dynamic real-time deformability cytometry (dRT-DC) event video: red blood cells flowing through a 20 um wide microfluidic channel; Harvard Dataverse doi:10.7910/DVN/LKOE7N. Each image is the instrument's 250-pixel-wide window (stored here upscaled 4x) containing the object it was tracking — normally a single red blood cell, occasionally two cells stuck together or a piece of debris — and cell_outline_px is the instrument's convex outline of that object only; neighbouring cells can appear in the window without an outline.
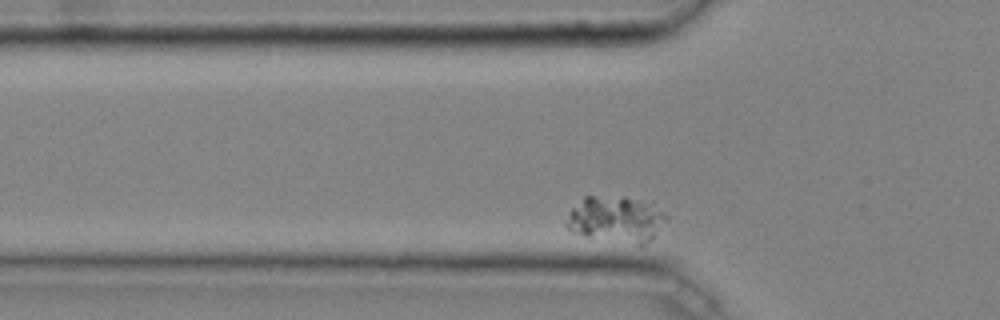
{"species": "common noctule bat (a hibernating species)", "species_latin": "Nyctalus noctula", "temperature_condition": "cold", "stored_images_in_passage": 44, "camera_frame_rate_fps": 3000, "um_per_image_px": 0.085, "animal": {"sex": "male", "body_mass_g": 20.4}, "frame": {"image": 1, "passage_image": 9, "time_ms": 2.667, "image_size_px": [1000, 320], "cell_outline_px": [[668, 220], [656, 236], [652, 240], [640, 248], [588, 236], [572, 232], [564, 224], [572, 208], [584, 196], [624, 196], [652, 200], [668, 216]], "centroid_in_image_um": [52.47, 18.65], "position_along_channel_um": 73.3, "area_um2": 28.21}}
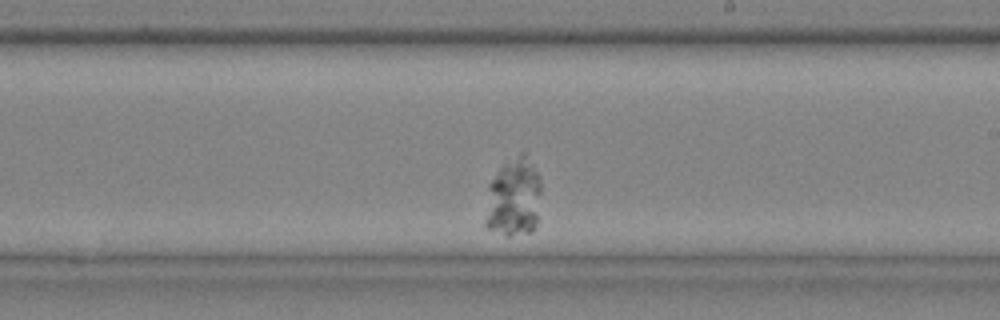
{"frame": {"image": 2, "passage_image": 24, "time_ms": 7.667, "image_size_px": [1000, 320], "cell_outline_px": [[540, 192], [536, 224], [532, 232], [508, 236], [488, 228], [484, 224], [484, 220], [488, 184], [496, 172], [504, 164], [520, 152], [528, 152], [540, 176]], "centroid_in_image_um": [43.66, 16.76], "position_along_channel_um": 245.3, "area_um2": 26.13}}
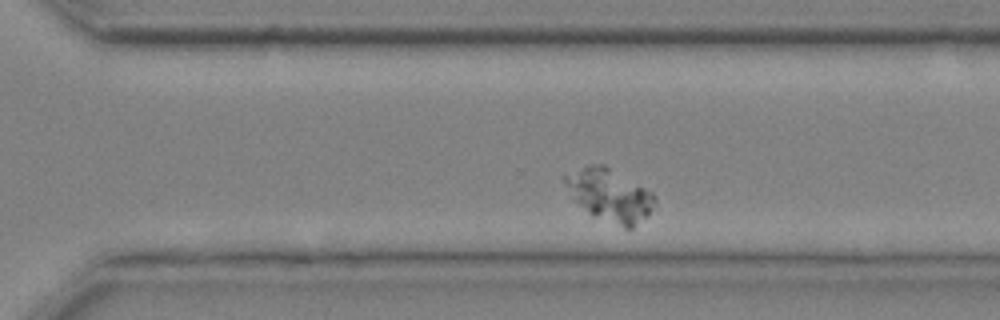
{"frame": {"image": 3, "passage_image": 30, "time_ms": 9.667, "image_size_px": [1000, 320], "cell_outline_px": [[656, 204], [648, 216], [632, 228], [624, 228], [592, 216], [576, 200], [564, 180], [564, 176], [588, 164], [604, 164], [652, 192], [656, 200]], "centroid_in_image_um": [51.89, 16.6], "position_along_channel_um": 318.7, "area_um2": 26.99}}